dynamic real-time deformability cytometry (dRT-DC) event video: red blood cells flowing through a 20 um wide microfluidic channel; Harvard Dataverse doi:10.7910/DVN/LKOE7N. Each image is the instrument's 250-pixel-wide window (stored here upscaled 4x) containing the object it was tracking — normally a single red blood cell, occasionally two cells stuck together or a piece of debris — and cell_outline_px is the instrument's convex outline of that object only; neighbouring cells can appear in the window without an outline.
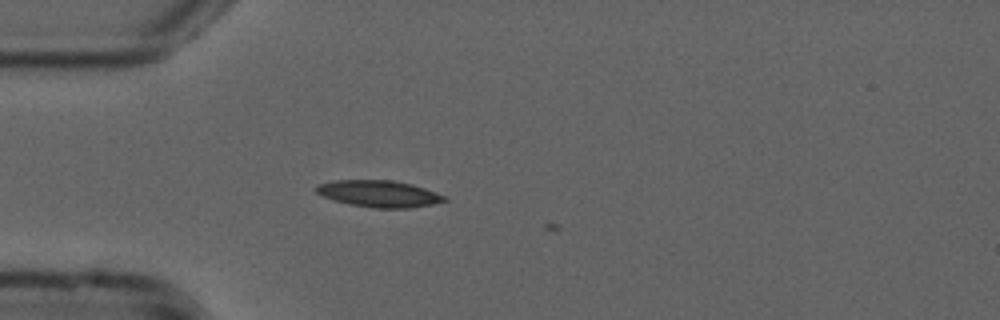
{"species": "common noctule bat (a hibernating species)", "species_latin": "Nyctalus noctula", "temperature_condition": "cold", "stored_images_in_passage": 2, "camera_frame_rate_fps": 3000, "um_per_image_px": 0.085, "animal": {"sex": "male", "forearm_length_mm": 52.5}, "frame": {"image": 1, "passage_image": 1, "time_ms": 0.0, "image_size_px": [1000, 320], "cell_outline_px": [[448, 200], [432, 204], [412, 208], [372, 208], [348, 204], [324, 196], [316, 192], [316, 184], [336, 180], [392, 180], [412, 184], [448, 196]], "centroid_in_image_um": [32.25, 16.47], "position_along_channel_um": 52.7, "area_um2": 20.0}}